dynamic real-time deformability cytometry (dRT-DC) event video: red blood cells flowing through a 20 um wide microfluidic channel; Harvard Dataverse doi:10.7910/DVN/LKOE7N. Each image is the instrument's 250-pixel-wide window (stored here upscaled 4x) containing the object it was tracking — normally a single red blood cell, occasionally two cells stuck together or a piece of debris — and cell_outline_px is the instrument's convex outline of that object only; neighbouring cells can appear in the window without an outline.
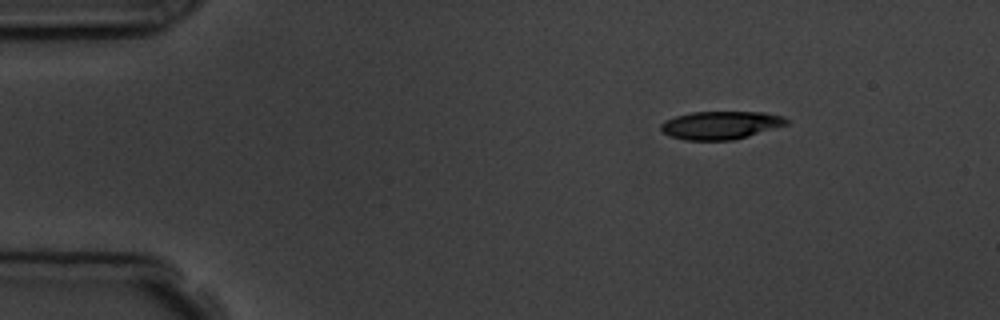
{"species": "common noctule bat (a hibernating species)", "species_latin": "Nyctalus noctula", "temperature_condition": "room temperature", "stored_images_in_passage": 3, "segment_of_instrument_passage": [2, 2], "camera_frame_rate_fps": 3000, "um_per_image_px": 0.085, "animal": {"sex": "male", "body_mass_g": 19.5, "forearm_length_mm": 54.6}, "frame": {"image": 1, "passage_image": 3, "time_ms": 3.0, "image_size_px": [1000, 320], "cell_outline_px": [[788, 124], [748, 136], [732, 140], [684, 140], [672, 136], [664, 132], [660, 128], [660, 124], [664, 120], [676, 116], [692, 112], [764, 112], [784, 116], [788, 120]], "centroid_in_image_um": [61.26, 10.63], "position_along_channel_um": 23.7, "area_um2": 20.46}}